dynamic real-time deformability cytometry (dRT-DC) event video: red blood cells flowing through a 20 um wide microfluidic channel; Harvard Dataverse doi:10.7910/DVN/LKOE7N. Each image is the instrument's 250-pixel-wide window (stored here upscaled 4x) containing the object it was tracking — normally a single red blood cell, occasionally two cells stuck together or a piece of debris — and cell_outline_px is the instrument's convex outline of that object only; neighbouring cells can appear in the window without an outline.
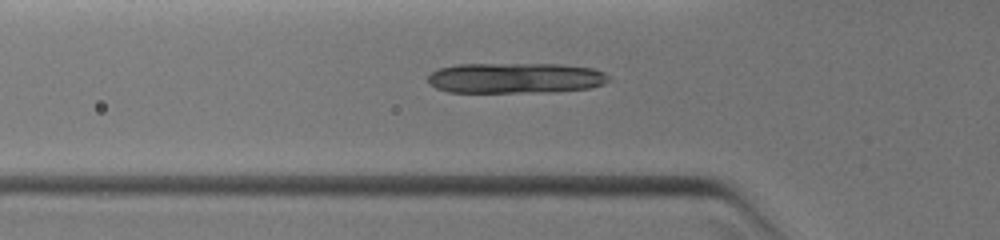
{"species": "common noctule bat (a hibernating species)", "species_latin": "Nyctalus noctula", "temperature_condition": "warm", "stored_images_in_passage": 5, "segment_of_instrument_passage": [1, 2], "camera_frame_rate_fps": 3000, "um_per_image_px": 0.085, "animal": {"sex": "female", "body_mass_g": 19.0, "forearm_length_mm": 51.5}, "frame": {"image": 1, "passage_image": 3, "time_ms": 0.667, "image_size_px": [1000, 240], "cell_outline_px": [[612, 80], [604, 84], [588, 88], [556, 92], [448, 92], [436, 88], [428, 80], [428, 76], [432, 72], [440, 68], [456, 64], [560, 64], [592, 68], [604, 72]], "centroid_in_image_um": [43.85, 6.63], "position_along_channel_um": 82.0, "area_um2": 32.31}}